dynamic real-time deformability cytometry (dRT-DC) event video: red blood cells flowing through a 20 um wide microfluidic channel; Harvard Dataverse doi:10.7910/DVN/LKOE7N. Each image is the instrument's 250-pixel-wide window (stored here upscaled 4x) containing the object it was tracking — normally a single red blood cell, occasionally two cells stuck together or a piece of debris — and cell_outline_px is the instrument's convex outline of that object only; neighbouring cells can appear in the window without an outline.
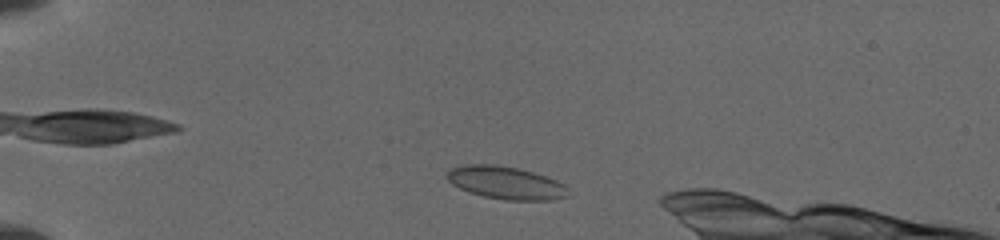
{"species": "common noctule bat (a hibernating species)", "species_latin": "Nyctalus noctula", "temperature_condition": "cold", "stored_images_in_passage": 9, "camera_frame_rate_fps": 3000, "um_per_image_px": 0.085, "animal": {"sex": "female", "body_mass_g": 19.5, "forearm_length_mm": 54.1}, "frame": {"image": 1, "passage_image": 2, "time_ms": 0.667, "image_size_px": [1000, 240], "cell_outline_px": [[568, 196], [552, 200], [504, 200], [484, 196], [468, 192], [452, 184], [444, 176], [452, 168], [464, 164], [496, 164], [516, 168], [532, 172], [556, 180], [564, 184], [568, 188]], "centroid_in_image_um": [42.98, 15.54], "position_along_channel_um": 42.0, "area_um2": 23.12}}
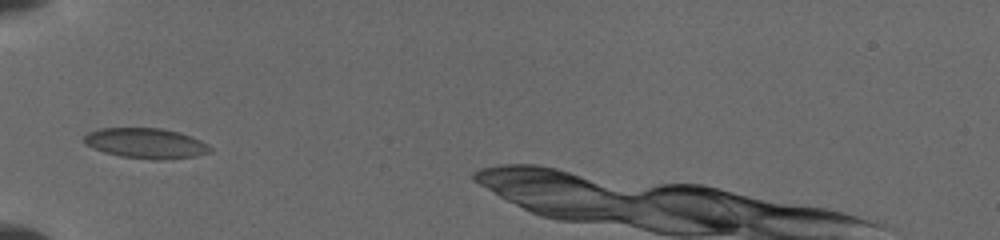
{"frame": {"image": 2, "passage_image": 6, "time_ms": 2.667, "image_size_px": [1000, 240], "cell_outline_px": [[212, 152], [196, 156], [160, 160], [152, 160], [120, 156], [104, 152], [92, 148], [84, 144], [80, 140], [88, 132], [100, 128], [160, 128], [180, 132], [192, 136], [208, 144], [212, 148]], "centroid_in_image_um": [12.38, 12.18], "position_along_channel_um": 72.6, "area_um2": 22.6}}
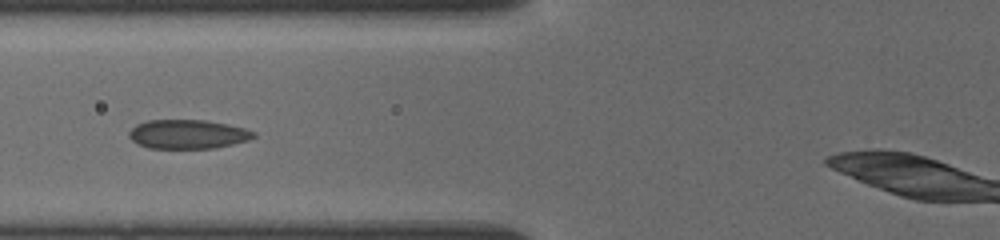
{"frame": {"image": 3, "passage_image": 8, "time_ms": 3.667, "image_size_px": [1000, 240], "cell_outline_px": [[256, 136], [248, 140], [216, 148], [148, 148], [136, 144], [128, 136], [128, 132], [136, 124], [148, 120], [204, 120], [228, 124], [244, 128], [256, 132]], "centroid_in_image_um": [15.94, 11.41], "position_along_channel_um": 109.9, "area_um2": 21.21}}